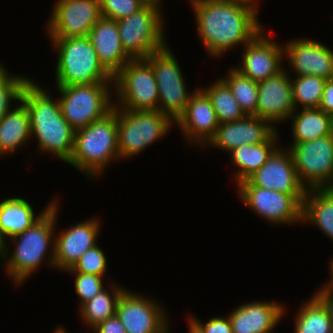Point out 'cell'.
I'll list each match as a JSON object with an SVG mask.
<instances>
[{"label": "cell", "instance_id": "1", "mask_svg": "<svg viewBox=\"0 0 333 333\" xmlns=\"http://www.w3.org/2000/svg\"><path fill=\"white\" fill-rule=\"evenodd\" d=\"M189 1L195 14L196 31L213 59L224 56L239 44L245 46L264 28L258 18L260 3Z\"/></svg>", "mask_w": 333, "mask_h": 333}, {"label": "cell", "instance_id": "2", "mask_svg": "<svg viewBox=\"0 0 333 333\" xmlns=\"http://www.w3.org/2000/svg\"><path fill=\"white\" fill-rule=\"evenodd\" d=\"M20 101L29 112L31 139L37 140L36 150L41 154L51 153L68 163L74 148L75 130L63 117L58 97L54 100L48 90L30 78L23 87Z\"/></svg>", "mask_w": 333, "mask_h": 333}, {"label": "cell", "instance_id": "3", "mask_svg": "<svg viewBox=\"0 0 333 333\" xmlns=\"http://www.w3.org/2000/svg\"><path fill=\"white\" fill-rule=\"evenodd\" d=\"M59 202L55 200L53 206L33 226L23 233L11 238L16 246L9 254L7 248L1 260H5L6 275L17 285H22L43 265L55 269V226L59 213ZM49 250V251H48ZM50 252V253H49ZM9 256V257H8Z\"/></svg>", "mask_w": 333, "mask_h": 333}, {"label": "cell", "instance_id": "4", "mask_svg": "<svg viewBox=\"0 0 333 333\" xmlns=\"http://www.w3.org/2000/svg\"><path fill=\"white\" fill-rule=\"evenodd\" d=\"M117 113L112 109L102 118L75 131L74 148L67 164L85 174L99 178L108 164L119 160Z\"/></svg>", "mask_w": 333, "mask_h": 333}, {"label": "cell", "instance_id": "5", "mask_svg": "<svg viewBox=\"0 0 333 333\" xmlns=\"http://www.w3.org/2000/svg\"><path fill=\"white\" fill-rule=\"evenodd\" d=\"M56 49V86L114 82V77L101 65L88 36L50 38Z\"/></svg>", "mask_w": 333, "mask_h": 333}, {"label": "cell", "instance_id": "6", "mask_svg": "<svg viewBox=\"0 0 333 333\" xmlns=\"http://www.w3.org/2000/svg\"><path fill=\"white\" fill-rule=\"evenodd\" d=\"M113 109L117 113L120 161L137 156L166 136L176 125L169 116L159 110H127L116 106H113Z\"/></svg>", "mask_w": 333, "mask_h": 333}, {"label": "cell", "instance_id": "7", "mask_svg": "<svg viewBox=\"0 0 333 333\" xmlns=\"http://www.w3.org/2000/svg\"><path fill=\"white\" fill-rule=\"evenodd\" d=\"M55 87L61 96L58 98L61 113L75 131L102 118L113 109L114 82Z\"/></svg>", "mask_w": 333, "mask_h": 333}, {"label": "cell", "instance_id": "8", "mask_svg": "<svg viewBox=\"0 0 333 333\" xmlns=\"http://www.w3.org/2000/svg\"><path fill=\"white\" fill-rule=\"evenodd\" d=\"M160 7L146 3L132 15L117 21L122 46L132 59H146L168 45Z\"/></svg>", "mask_w": 333, "mask_h": 333}, {"label": "cell", "instance_id": "9", "mask_svg": "<svg viewBox=\"0 0 333 333\" xmlns=\"http://www.w3.org/2000/svg\"><path fill=\"white\" fill-rule=\"evenodd\" d=\"M114 106L127 110H158L159 91L146 59H132L114 76ZM120 104V105H119Z\"/></svg>", "mask_w": 333, "mask_h": 333}, {"label": "cell", "instance_id": "10", "mask_svg": "<svg viewBox=\"0 0 333 333\" xmlns=\"http://www.w3.org/2000/svg\"><path fill=\"white\" fill-rule=\"evenodd\" d=\"M146 60L151 64L159 91L158 110L174 122L185 112L193 93L188 91L176 56L169 45L151 53Z\"/></svg>", "mask_w": 333, "mask_h": 333}, {"label": "cell", "instance_id": "11", "mask_svg": "<svg viewBox=\"0 0 333 333\" xmlns=\"http://www.w3.org/2000/svg\"><path fill=\"white\" fill-rule=\"evenodd\" d=\"M288 145L298 179L307 190L333 188V134Z\"/></svg>", "mask_w": 333, "mask_h": 333}, {"label": "cell", "instance_id": "12", "mask_svg": "<svg viewBox=\"0 0 333 333\" xmlns=\"http://www.w3.org/2000/svg\"><path fill=\"white\" fill-rule=\"evenodd\" d=\"M237 193L243 205L274 226L302 222L305 195H289L258 186H237Z\"/></svg>", "mask_w": 333, "mask_h": 333}, {"label": "cell", "instance_id": "13", "mask_svg": "<svg viewBox=\"0 0 333 333\" xmlns=\"http://www.w3.org/2000/svg\"><path fill=\"white\" fill-rule=\"evenodd\" d=\"M46 22L48 38L88 36L102 16L100 0H56Z\"/></svg>", "mask_w": 333, "mask_h": 333}, {"label": "cell", "instance_id": "14", "mask_svg": "<svg viewBox=\"0 0 333 333\" xmlns=\"http://www.w3.org/2000/svg\"><path fill=\"white\" fill-rule=\"evenodd\" d=\"M168 314L159 301L128 289L122 293L116 307V316L126 333H170Z\"/></svg>", "mask_w": 333, "mask_h": 333}, {"label": "cell", "instance_id": "15", "mask_svg": "<svg viewBox=\"0 0 333 333\" xmlns=\"http://www.w3.org/2000/svg\"><path fill=\"white\" fill-rule=\"evenodd\" d=\"M236 185L258 186L289 195H305L307 191L298 179L291 152L283 146H278L253 175Z\"/></svg>", "mask_w": 333, "mask_h": 333}, {"label": "cell", "instance_id": "16", "mask_svg": "<svg viewBox=\"0 0 333 333\" xmlns=\"http://www.w3.org/2000/svg\"><path fill=\"white\" fill-rule=\"evenodd\" d=\"M261 30L249 43L243 47L239 67H234L248 78L261 82L277 75L284 69V47L264 35ZM242 65V66H241Z\"/></svg>", "mask_w": 333, "mask_h": 333}, {"label": "cell", "instance_id": "17", "mask_svg": "<svg viewBox=\"0 0 333 333\" xmlns=\"http://www.w3.org/2000/svg\"><path fill=\"white\" fill-rule=\"evenodd\" d=\"M284 59L296 76L315 75L333 79V50L308 38H294L283 44Z\"/></svg>", "mask_w": 333, "mask_h": 333}, {"label": "cell", "instance_id": "18", "mask_svg": "<svg viewBox=\"0 0 333 333\" xmlns=\"http://www.w3.org/2000/svg\"><path fill=\"white\" fill-rule=\"evenodd\" d=\"M286 70L288 69L284 68L277 75L258 82V102L255 116L265 119L275 126L278 123L286 122V120L289 121V117L296 110L291 75Z\"/></svg>", "mask_w": 333, "mask_h": 333}, {"label": "cell", "instance_id": "19", "mask_svg": "<svg viewBox=\"0 0 333 333\" xmlns=\"http://www.w3.org/2000/svg\"><path fill=\"white\" fill-rule=\"evenodd\" d=\"M277 131L271 122L255 115H246L234 122L219 124L215 135L205 146L210 145L229 153L244 144L257 145L267 142Z\"/></svg>", "mask_w": 333, "mask_h": 333}, {"label": "cell", "instance_id": "20", "mask_svg": "<svg viewBox=\"0 0 333 333\" xmlns=\"http://www.w3.org/2000/svg\"><path fill=\"white\" fill-rule=\"evenodd\" d=\"M99 218H89L55 233V268L66 272L83 254L96 246L100 235Z\"/></svg>", "mask_w": 333, "mask_h": 333}, {"label": "cell", "instance_id": "21", "mask_svg": "<svg viewBox=\"0 0 333 333\" xmlns=\"http://www.w3.org/2000/svg\"><path fill=\"white\" fill-rule=\"evenodd\" d=\"M175 124L184 134V139L205 149L203 146L215 135L220 123L209 97L201 88H196L185 112Z\"/></svg>", "mask_w": 333, "mask_h": 333}, {"label": "cell", "instance_id": "22", "mask_svg": "<svg viewBox=\"0 0 333 333\" xmlns=\"http://www.w3.org/2000/svg\"><path fill=\"white\" fill-rule=\"evenodd\" d=\"M284 306L275 301L257 300L236 307L228 314L233 333H273L285 316Z\"/></svg>", "mask_w": 333, "mask_h": 333}, {"label": "cell", "instance_id": "23", "mask_svg": "<svg viewBox=\"0 0 333 333\" xmlns=\"http://www.w3.org/2000/svg\"><path fill=\"white\" fill-rule=\"evenodd\" d=\"M88 37L99 62L113 77L132 60L122 46L117 21L102 17L92 27Z\"/></svg>", "mask_w": 333, "mask_h": 333}, {"label": "cell", "instance_id": "24", "mask_svg": "<svg viewBox=\"0 0 333 333\" xmlns=\"http://www.w3.org/2000/svg\"><path fill=\"white\" fill-rule=\"evenodd\" d=\"M56 199L49 201L41 212L36 215L30 202L21 197H11L0 201V227L6 239L23 233L39 221L53 206Z\"/></svg>", "mask_w": 333, "mask_h": 333}, {"label": "cell", "instance_id": "25", "mask_svg": "<svg viewBox=\"0 0 333 333\" xmlns=\"http://www.w3.org/2000/svg\"><path fill=\"white\" fill-rule=\"evenodd\" d=\"M15 106L0 121V156L15 153L31 139L29 112L21 101Z\"/></svg>", "mask_w": 333, "mask_h": 333}, {"label": "cell", "instance_id": "26", "mask_svg": "<svg viewBox=\"0 0 333 333\" xmlns=\"http://www.w3.org/2000/svg\"><path fill=\"white\" fill-rule=\"evenodd\" d=\"M302 222L316 226L333 241V188L306 191L302 204Z\"/></svg>", "mask_w": 333, "mask_h": 333}, {"label": "cell", "instance_id": "27", "mask_svg": "<svg viewBox=\"0 0 333 333\" xmlns=\"http://www.w3.org/2000/svg\"><path fill=\"white\" fill-rule=\"evenodd\" d=\"M280 132H276L267 142L249 145L244 144L230 151L231 162L235 165L234 179L239 184L253 175L279 146Z\"/></svg>", "mask_w": 333, "mask_h": 333}, {"label": "cell", "instance_id": "28", "mask_svg": "<svg viewBox=\"0 0 333 333\" xmlns=\"http://www.w3.org/2000/svg\"><path fill=\"white\" fill-rule=\"evenodd\" d=\"M289 119H292V143L306 142L333 134V116L320 108L296 109Z\"/></svg>", "mask_w": 333, "mask_h": 333}, {"label": "cell", "instance_id": "29", "mask_svg": "<svg viewBox=\"0 0 333 333\" xmlns=\"http://www.w3.org/2000/svg\"><path fill=\"white\" fill-rule=\"evenodd\" d=\"M302 304L296 312L294 333H333L330 311L315 292Z\"/></svg>", "mask_w": 333, "mask_h": 333}, {"label": "cell", "instance_id": "30", "mask_svg": "<svg viewBox=\"0 0 333 333\" xmlns=\"http://www.w3.org/2000/svg\"><path fill=\"white\" fill-rule=\"evenodd\" d=\"M109 289L105 287L79 308L80 318L90 330L100 322L116 315L118 300L126 288L112 283Z\"/></svg>", "mask_w": 333, "mask_h": 333}, {"label": "cell", "instance_id": "31", "mask_svg": "<svg viewBox=\"0 0 333 333\" xmlns=\"http://www.w3.org/2000/svg\"><path fill=\"white\" fill-rule=\"evenodd\" d=\"M201 89L211 100L220 124L234 122L246 116L230 88L221 78L209 87H202Z\"/></svg>", "mask_w": 333, "mask_h": 333}, {"label": "cell", "instance_id": "32", "mask_svg": "<svg viewBox=\"0 0 333 333\" xmlns=\"http://www.w3.org/2000/svg\"><path fill=\"white\" fill-rule=\"evenodd\" d=\"M221 79L228 85L246 115H255L258 102V82L231 67Z\"/></svg>", "mask_w": 333, "mask_h": 333}, {"label": "cell", "instance_id": "33", "mask_svg": "<svg viewBox=\"0 0 333 333\" xmlns=\"http://www.w3.org/2000/svg\"><path fill=\"white\" fill-rule=\"evenodd\" d=\"M293 78L291 76L295 109H299V106H301V109L319 108L327 79L315 75Z\"/></svg>", "mask_w": 333, "mask_h": 333}, {"label": "cell", "instance_id": "34", "mask_svg": "<svg viewBox=\"0 0 333 333\" xmlns=\"http://www.w3.org/2000/svg\"><path fill=\"white\" fill-rule=\"evenodd\" d=\"M0 62V121L11 110L12 101L20 102L24 85L29 81L28 76L12 75Z\"/></svg>", "mask_w": 333, "mask_h": 333}, {"label": "cell", "instance_id": "35", "mask_svg": "<svg viewBox=\"0 0 333 333\" xmlns=\"http://www.w3.org/2000/svg\"><path fill=\"white\" fill-rule=\"evenodd\" d=\"M107 264L108 262L105 253L98 245H96L86 251L83 256L78 259L75 265L66 271L94 274L104 277L106 270L108 269Z\"/></svg>", "mask_w": 333, "mask_h": 333}, {"label": "cell", "instance_id": "36", "mask_svg": "<svg viewBox=\"0 0 333 333\" xmlns=\"http://www.w3.org/2000/svg\"><path fill=\"white\" fill-rule=\"evenodd\" d=\"M68 273L73 274L75 277L74 288L80 300L79 308L105 288L103 276L79 272Z\"/></svg>", "mask_w": 333, "mask_h": 333}, {"label": "cell", "instance_id": "37", "mask_svg": "<svg viewBox=\"0 0 333 333\" xmlns=\"http://www.w3.org/2000/svg\"><path fill=\"white\" fill-rule=\"evenodd\" d=\"M145 4L143 0H100L102 16L115 21L132 15Z\"/></svg>", "mask_w": 333, "mask_h": 333}, {"label": "cell", "instance_id": "38", "mask_svg": "<svg viewBox=\"0 0 333 333\" xmlns=\"http://www.w3.org/2000/svg\"><path fill=\"white\" fill-rule=\"evenodd\" d=\"M193 316L190 315L188 319L203 333H233L228 315L227 317H211L206 323L201 322L200 319Z\"/></svg>", "mask_w": 333, "mask_h": 333}, {"label": "cell", "instance_id": "39", "mask_svg": "<svg viewBox=\"0 0 333 333\" xmlns=\"http://www.w3.org/2000/svg\"><path fill=\"white\" fill-rule=\"evenodd\" d=\"M91 333H126L124 326L115 315L97 324Z\"/></svg>", "mask_w": 333, "mask_h": 333}, {"label": "cell", "instance_id": "40", "mask_svg": "<svg viewBox=\"0 0 333 333\" xmlns=\"http://www.w3.org/2000/svg\"><path fill=\"white\" fill-rule=\"evenodd\" d=\"M319 108L333 116V79L327 80L324 86L323 97Z\"/></svg>", "mask_w": 333, "mask_h": 333}, {"label": "cell", "instance_id": "41", "mask_svg": "<svg viewBox=\"0 0 333 333\" xmlns=\"http://www.w3.org/2000/svg\"><path fill=\"white\" fill-rule=\"evenodd\" d=\"M329 271H330V278L328 282L320 289L316 290V293H333V257L332 260H330V265H329Z\"/></svg>", "mask_w": 333, "mask_h": 333}, {"label": "cell", "instance_id": "42", "mask_svg": "<svg viewBox=\"0 0 333 333\" xmlns=\"http://www.w3.org/2000/svg\"><path fill=\"white\" fill-rule=\"evenodd\" d=\"M327 305L331 318H332V327H333V293H316Z\"/></svg>", "mask_w": 333, "mask_h": 333}, {"label": "cell", "instance_id": "43", "mask_svg": "<svg viewBox=\"0 0 333 333\" xmlns=\"http://www.w3.org/2000/svg\"><path fill=\"white\" fill-rule=\"evenodd\" d=\"M7 242L8 241L0 227V257H2L7 248L10 249V247L8 246L9 244Z\"/></svg>", "mask_w": 333, "mask_h": 333}, {"label": "cell", "instance_id": "44", "mask_svg": "<svg viewBox=\"0 0 333 333\" xmlns=\"http://www.w3.org/2000/svg\"><path fill=\"white\" fill-rule=\"evenodd\" d=\"M189 333H203L188 319Z\"/></svg>", "mask_w": 333, "mask_h": 333}, {"label": "cell", "instance_id": "45", "mask_svg": "<svg viewBox=\"0 0 333 333\" xmlns=\"http://www.w3.org/2000/svg\"><path fill=\"white\" fill-rule=\"evenodd\" d=\"M218 1H229L237 3H257V0H218Z\"/></svg>", "mask_w": 333, "mask_h": 333}, {"label": "cell", "instance_id": "46", "mask_svg": "<svg viewBox=\"0 0 333 333\" xmlns=\"http://www.w3.org/2000/svg\"><path fill=\"white\" fill-rule=\"evenodd\" d=\"M59 326L57 328H55L53 333H69V332H67V330L64 327H62L61 325H59ZM86 333H88V332H86Z\"/></svg>", "mask_w": 333, "mask_h": 333}, {"label": "cell", "instance_id": "47", "mask_svg": "<svg viewBox=\"0 0 333 333\" xmlns=\"http://www.w3.org/2000/svg\"><path fill=\"white\" fill-rule=\"evenodd\" d=\"M145 1L146 3H149V4H155V5H160L162 3L161 0H143Z\"/></svg>", "mask_w": 333, "mask_h": 333}]
</instances>
